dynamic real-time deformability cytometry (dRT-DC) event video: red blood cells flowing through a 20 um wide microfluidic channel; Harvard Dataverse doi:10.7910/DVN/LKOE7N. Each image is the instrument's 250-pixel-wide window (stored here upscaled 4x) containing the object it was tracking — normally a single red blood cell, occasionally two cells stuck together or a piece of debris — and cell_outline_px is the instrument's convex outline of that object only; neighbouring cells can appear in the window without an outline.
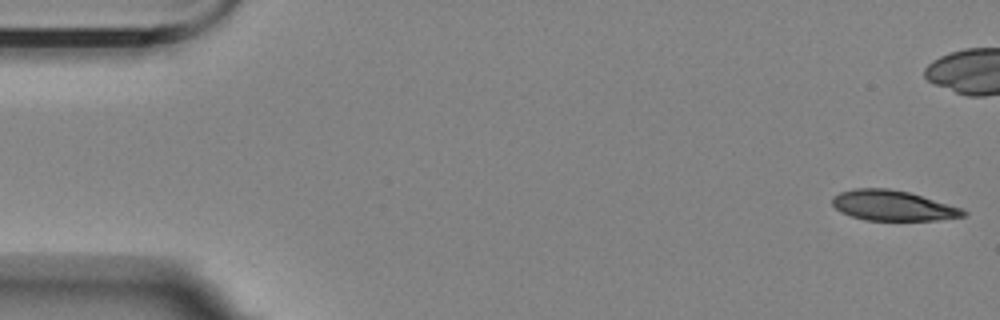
{"species": "Egyptian fruit bat (a non-hibernating species)", "species_latin": "Rousettus aegyptiacus", "temperature_condition": "room temperature", "stored_images_in_passage": 6, "camera_frame_rate_fps": 3000, "um_per_image_px": 0.085, "animal": {"sex": "female"}, "frame": {"image": 1, "passage_image": 1, "time_ms": 0.0, "image_size_px": [1000, 320], "cell_outline_px": [[968, 212], [964, 216], [940, 220], [864, 220], [840, 212], [832, 204], [832, 196], [840, 192], [856, 188], [888, 188], [908, 192], [964, 208]], "centroid_in_image_um": [75.9, 17.47], "position_along_channel_um": 9.1, "area_um2": 23.18}}